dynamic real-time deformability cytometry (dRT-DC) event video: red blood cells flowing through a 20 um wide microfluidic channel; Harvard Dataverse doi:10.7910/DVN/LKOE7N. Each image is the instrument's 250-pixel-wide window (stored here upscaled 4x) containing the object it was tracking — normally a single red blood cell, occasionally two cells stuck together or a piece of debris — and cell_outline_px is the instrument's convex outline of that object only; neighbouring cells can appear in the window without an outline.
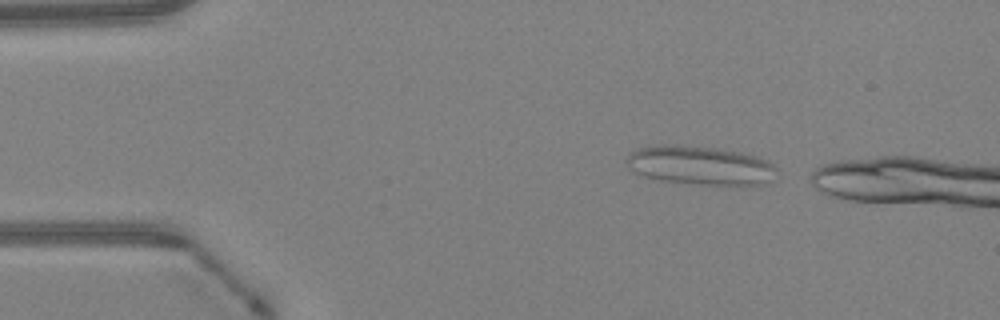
{"species": "Egyptian fruit bat (a non-hibernating species)", "species_latin": "Rousettus aegyptiacus", "temperature_condition": "warm", "stored_images_in_passage": 5, "camera_frame_rate_fps": 3000, "um_per_image_px": 0.085, "animal": {"sex": "female"}, "frame": {"image": 1, "passage_image": 2, "time_ms": 0.333, "image_size_px": [1000, 320], "cell_outline_px": [[780, 172], [772, 180], [760, 184], [700, 184], [660, 180], [644, 176], [628, 168], [624, 164], [624, 160], [636, 148], [660, 144], [676, 144], [712, 148], [740, 152], [756, 156], [768, 160]], "centroid_in_image_um": [59.49, 14.04], "position_along_channel_um": 25.5, "area_um2": 34.04}}